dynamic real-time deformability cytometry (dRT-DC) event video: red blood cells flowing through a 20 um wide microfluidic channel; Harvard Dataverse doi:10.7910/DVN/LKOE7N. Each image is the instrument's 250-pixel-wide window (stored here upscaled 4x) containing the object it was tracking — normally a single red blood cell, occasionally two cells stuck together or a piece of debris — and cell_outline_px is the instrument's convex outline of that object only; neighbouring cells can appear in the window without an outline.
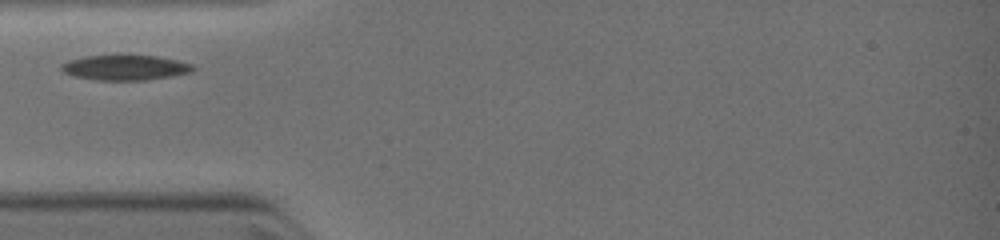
{"species": "common noctule bat (a hibernating species)", "species_latin": "Nyctalus noctula", "temperature_condition": "warm", "stored_images_in_passage": 3, "camera_frame_rate_fps": 3000, "um_per_image_px": 0.085, "animal": {"sex": "female", "body_mass_g": 19.0, "forearm_length_mm": 51.5}, "frame": {"image": 1, "passage_image": 1, "time_ms": 0.0, "image_size_px": [1000, 240], "cell_outline_px": [[196, 68], [192, 72], [172, 76], [144, 80], [96, 80], [76, 76], [64, 72], [60, 68], [60, 64], [72, 60], [88, 56], [156, 56], [176, 60], [192, 64]], "centroid_in_image_um": [10.68, 5.76], "position_along_channel_um": 74.3, "area_um2": 18.9}}
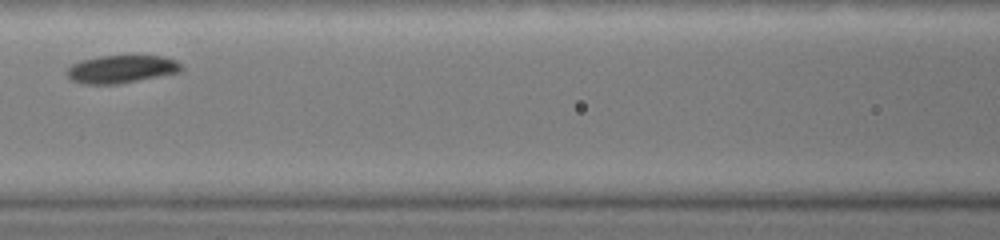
{"frame": {"image": 2, "passage_image": 3, "time_ms": 1.667, "image_size_px": [1000, 240], "cell_outline_px": [[184, 68], [180, 72], [116, 84], [84, 84], [72, 80], [68, 76], [68, 68], [72, 64], [80, 60], [100, 56], [164, 56], [176, 60]], "centroid_in_image_um": [10.33, 5.87], "position_along_channel_um": 156.3, "area_um2": 18.38}}